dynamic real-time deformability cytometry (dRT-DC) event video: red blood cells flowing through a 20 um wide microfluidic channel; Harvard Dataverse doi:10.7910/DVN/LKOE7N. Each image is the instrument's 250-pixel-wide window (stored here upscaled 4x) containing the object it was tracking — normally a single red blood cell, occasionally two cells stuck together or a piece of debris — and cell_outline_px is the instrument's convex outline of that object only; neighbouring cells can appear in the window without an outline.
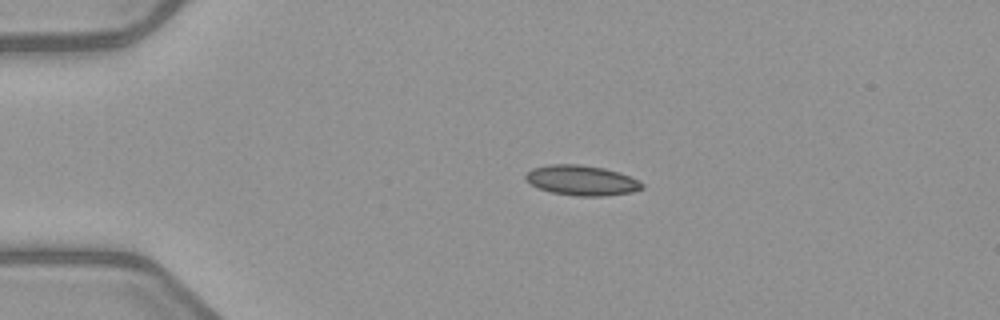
{"species": "common noctule bat (a hibernating species)", "species_latin": "Nyctalus noctula", "temperature_condition": "warm", "stored_images_in_passage": 4, "camera_frame_rate_fps": 3000, "um_per_image_px": 0.085, "animal": {"sex": "female", "body_mass_g": 21.9}, "frame": {"image": 1, "passage_image": 3, "time_ms": 2.333, "image_size_px": [1000, 320], "cell_outline_px": [[644, 188], [632, 192], [604, 196], [576, 196], [552, 192], [540, 188], [524, 180], [524, 172], [532, 168], [548, 164], [580, 164], [604, 168], [620, 172], [640, 180], [644, 184]], "centroid_in_image_um": [49.44, 15.32], "position_along_channel_um": 35.6, "area_um2": 20.69}}
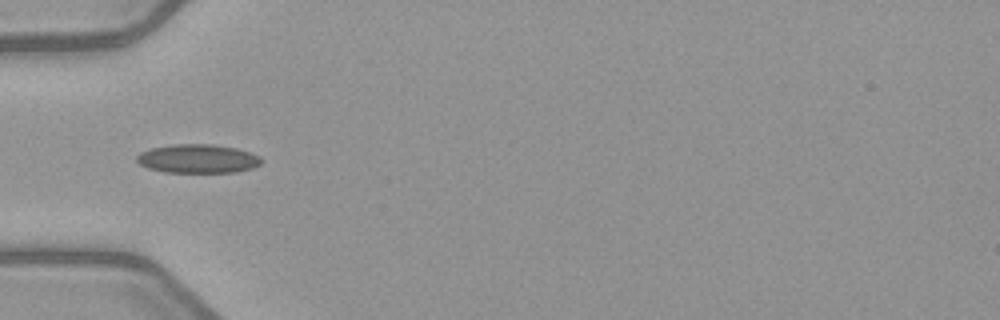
{"frame": {"image": 2, "passage_image": 4, "time_ms": 4.333, "image_size_px": [1000, 320], "cell_outline_px": [[264, 160], [260, 164], [252, 168], [236, 172], [164, 172], [148, 168], [140, 164], [136, 160], [136, 156], [140, 152], [152, 148], [172, 144], [212, 144], [236, 148], [260, 156]], "centroid_in_image_um": [16.81, 13.49], "position_along_channel_um": 68.2, "area_um2": 20.92}}